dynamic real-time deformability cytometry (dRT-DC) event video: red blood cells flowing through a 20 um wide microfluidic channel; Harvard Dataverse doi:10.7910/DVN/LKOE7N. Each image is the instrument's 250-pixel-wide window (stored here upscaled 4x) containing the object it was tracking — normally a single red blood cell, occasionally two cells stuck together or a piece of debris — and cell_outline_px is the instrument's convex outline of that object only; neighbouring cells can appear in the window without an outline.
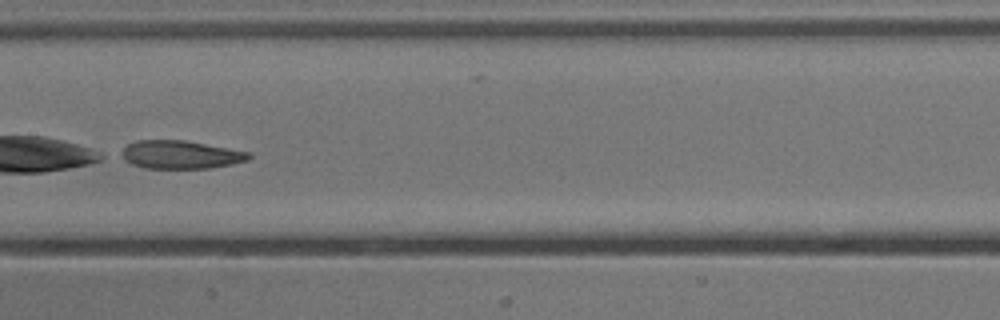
{"species": "common noctule bat (a hibernating species)", "species_latin": "Nyctalus noctula", "temperature_condition": "cold", "stored_images_in_passage": 45, "camera_frame_rate_fps": 3000, "um_per_image_px": 0.085, "animal": {"sex": "male", "body_mass_g": 13.3}, "frame": {"image": 1, "passage_image": 20, "time_ms": 6.333, "image_size_px": [1000, 320], "cell_outline_px": [[252, 156], [248, 160], [208, 168], [144, 168], [132, 164], [116, 156], [116, 152], [128, 144], [136, 140], [184, 140], [252, 152]], "centroid_in_image_um": [15.25, 13.13], "position_along_channel_um": 192.1, "area_um2": 21.21}}